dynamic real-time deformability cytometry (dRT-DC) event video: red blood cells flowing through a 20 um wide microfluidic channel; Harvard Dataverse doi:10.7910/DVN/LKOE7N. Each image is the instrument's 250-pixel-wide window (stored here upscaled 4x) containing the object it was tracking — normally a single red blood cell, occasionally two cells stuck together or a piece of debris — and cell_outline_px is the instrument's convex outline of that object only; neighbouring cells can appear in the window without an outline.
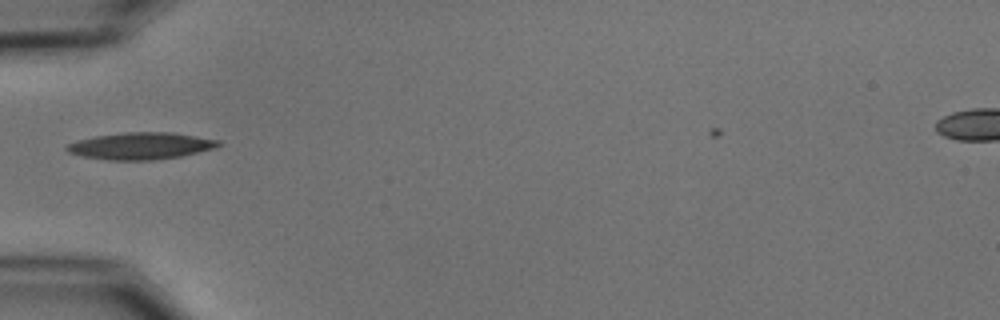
{"species": "common noctule bat (a hibernating species)", "species_latin": "Nyctalus noctula", "temperature_condition": "cold", "stored_images_in_passage": 34, "camera_frame_rate_fps": 3000, "um_per_image_px": 0.085, "animal": {"sex": "male", "body_mass_g": 15.6}, "frame": {"image": 1, "passage_image": 1, "time_ms": 0.0, "image_size_px": [1000, 320], "cell_outline_px": [[220, 144], [216, 148], [180, 156], [152, 160], [108, 160], [84, 156], [68, 152], [64, 148], [68, 144], [76, 140], [96, 136], [124, 132], [172, 132], [220, 140]], "centroid_in_image_um": [11.96, 12.39], "position_along_channel_um": 73.0, "area_um2": 23.7}}
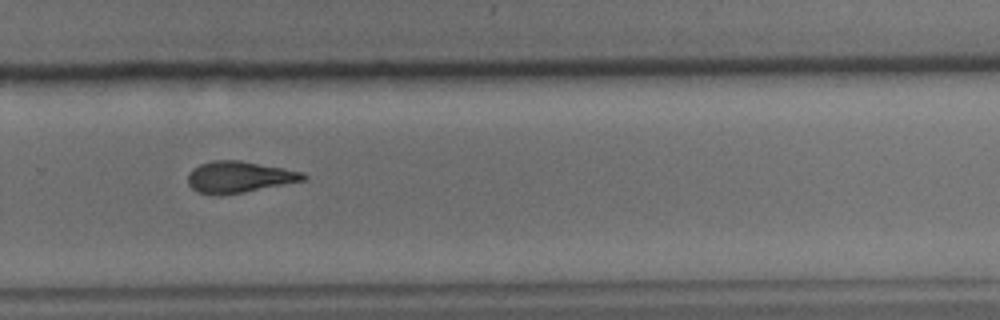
{"frame": {"image": 2, "passage_image": 20, "time_ms": 6.333, "image_size_px": [1000, 320], "cell_outline_px": [[308, 176], [304, 180], [244, 192], [220, 196], [196, 192], [188, 184], [188, 172], [192, 168], [200, 164], [212, 160], [240, 160], [284, 168], [304, 172]], "centroid_in_image_um": [20.29, 15.04], "position_along_channel_um": 309.5, "area_um2": 21.27}}
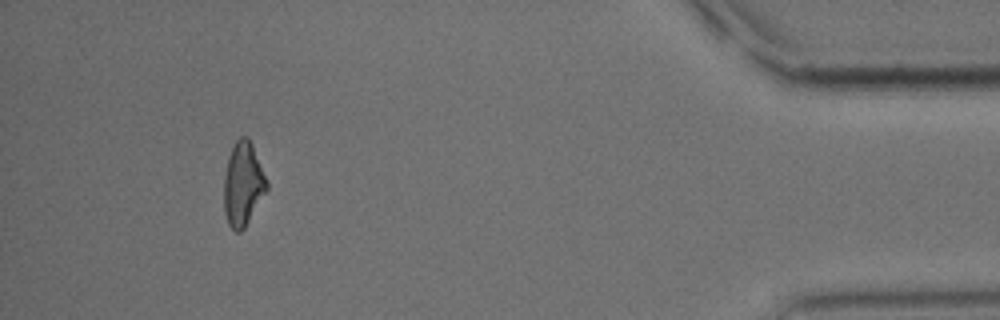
{"frame": {"image": 3, "passage_image": 33, "time_ms": 10.667, "image_size_px": [1000, 320], "cell_outline_px": [[268, 188], [244, 228], [240, 232], [236, 232], [228, 224], [224, 212], [224, 176], [228, 156], [236, 140], [240, 136], [248, 136], [252, 144], [268, 180]], "centroid_in_image_um": [20.65, 15.62], "position_along_channel_um": 414.5, "area_um2": 20.92}}